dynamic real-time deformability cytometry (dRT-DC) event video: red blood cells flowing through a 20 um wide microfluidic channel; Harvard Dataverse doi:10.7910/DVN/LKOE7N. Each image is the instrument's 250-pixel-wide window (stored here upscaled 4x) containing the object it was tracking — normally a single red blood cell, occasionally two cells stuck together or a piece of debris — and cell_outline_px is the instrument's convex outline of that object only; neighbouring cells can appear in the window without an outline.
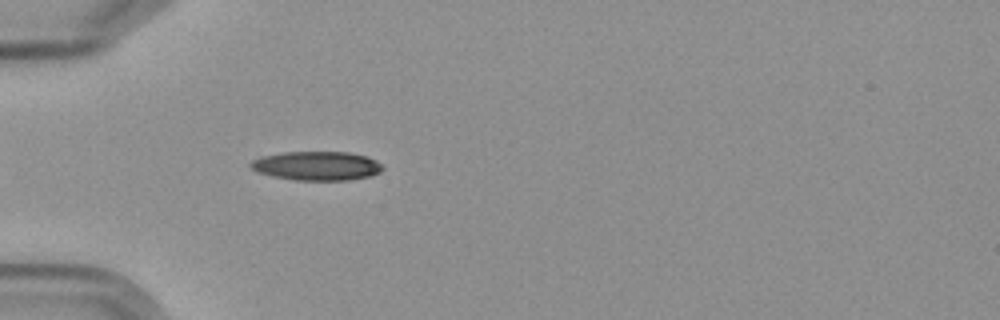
{"species": "Egyptian fruit bat (a non-hibernating species)", "species_latin": "Rousettus aegyptiacus", "temperature_condition": "cold", "stored_images_in_passage": 1, "camera_frame_rate_fps": 3000, "um_per_image_px": 0.085, "frame": {"image": 1, "passage_image": 1, "time_ms": 0.0, "image_size_px": [1000, 320], "cell_outline_px": [[384, 168], [380, 172], [372, 176], [348, 180], [296, 180], [272, 176], [256, 172], [248, 164], [252, 160], [260, 156], [284, 152], [348, 152], [368, 156], [376, 160]], "centroid_in_image_um": [26.92, 14.09], "position_along_channel_um": 58.1, "area_um2": 22.48}}